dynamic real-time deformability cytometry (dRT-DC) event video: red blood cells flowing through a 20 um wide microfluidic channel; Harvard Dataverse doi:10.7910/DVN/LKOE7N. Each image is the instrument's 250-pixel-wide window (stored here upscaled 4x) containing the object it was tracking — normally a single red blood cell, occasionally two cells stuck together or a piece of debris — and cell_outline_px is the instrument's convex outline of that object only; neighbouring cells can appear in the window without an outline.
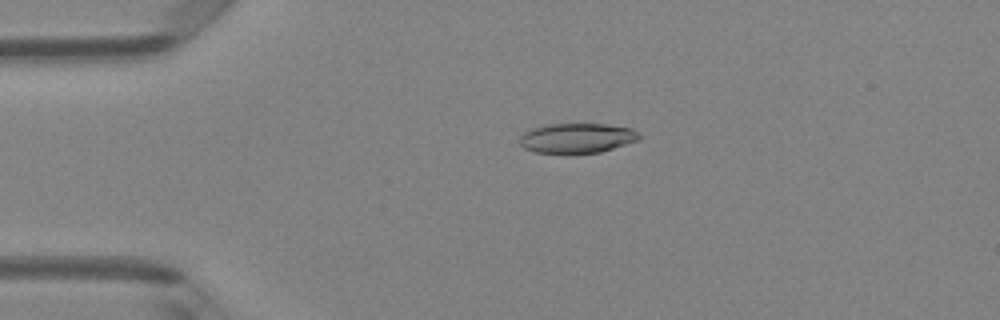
{"species": "Egyptian fruit bat (a non-hibernating species)", "species_latin": "Rousettus aegyptiacus", "temperature_condition": "room temperature", "stored_images_in_passage": 4, "camera_frame_rate_fps": 3000, "um_per_image_px": 0.085, "animal": {"sex": "female"}, "frame": {"image": 1, "passage_image": 3, "time_ms": 0.667, "image_size_px": [1000, 320], "cell_outline_px": [[640, 136], [636, 140], [600, 152], [572, 156], [564, 156], [536, 152], [524, 148], [520, 144], [520, 136], [524, 132], [532, 128], [548, 124], [608, 124], [632, 128], [640, 132]], "centroid_in_image_um": [49.0, 11.77], "position_along_channel_um": 36.0, "area_um2": 21.44}}